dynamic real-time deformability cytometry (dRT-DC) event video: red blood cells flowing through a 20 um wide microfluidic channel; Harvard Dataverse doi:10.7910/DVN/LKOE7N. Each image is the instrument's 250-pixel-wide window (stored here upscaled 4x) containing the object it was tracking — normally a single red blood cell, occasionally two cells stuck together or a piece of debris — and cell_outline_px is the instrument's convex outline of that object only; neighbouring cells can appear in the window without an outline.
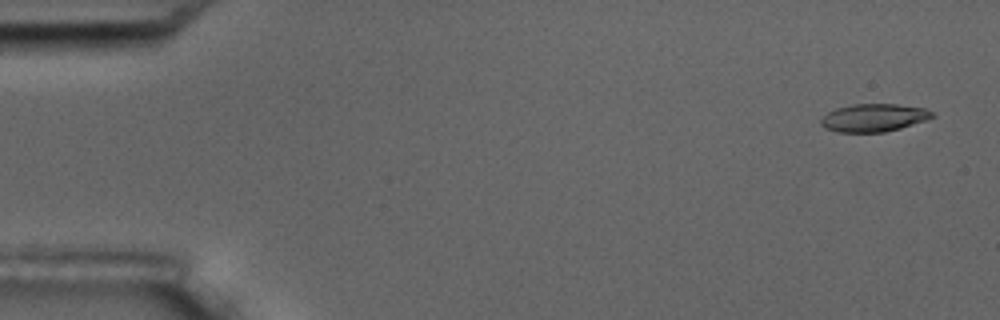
{"species": "common noctule bat (a hibernating species)", "species_latin": "Nyctalus noctula", "temperature_condition": "room temperature", "stored_images_in_passage": 5, "camera_frame_rate_fps": 3000, "um_per_image_px": 0.085, "animal": {"sex": "male", "body_mass_g": 17.5, "forearm_length_mm": 52.3}, "frame": {"image": 1, "passage_image": 1, "time_ms": 0.0, "image_size_px": [1000, 320], "cell_outline_px": [[936, 116], [900, 128], [884, 132], [836, 132], [824, 128], [820, 124], [820, 120], [828, 112], [836, 108], [852, 104], [896, 104], [924, 108], [932, 112]], "centroid_in_image_um": [74.23, 10.01], "position_along_channel_um": 10.8, "area_um2": 17.98}}
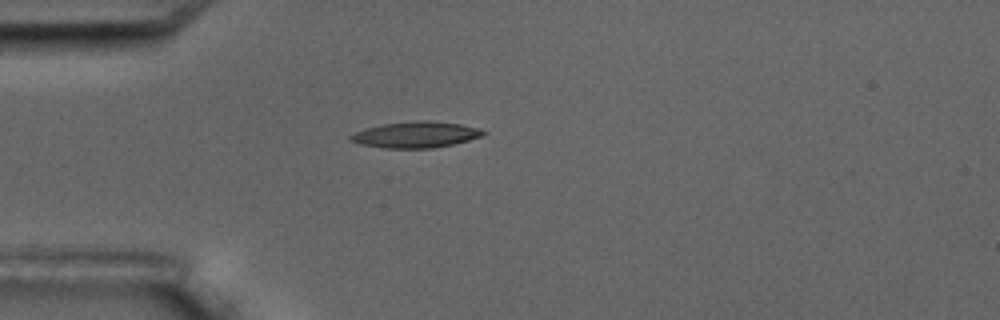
{"frame": {"image": 2, "passage_image": 5, "time_ms": 4.333, "image_size_px": [1000, 320], "cell_outline_px": [[488, 132], [484, 136], [452, 144], [432, 148], [384, 148], [360, 144], [348, 140], [348, 136], [364, 128], [384, 124], [416, 120], [428, 120], [460, 124], [480, 128]], "centroid_in_image_um": [35.35, 11.44], "position_along_channel_um": 49.7, "area_um2": 20.29}}